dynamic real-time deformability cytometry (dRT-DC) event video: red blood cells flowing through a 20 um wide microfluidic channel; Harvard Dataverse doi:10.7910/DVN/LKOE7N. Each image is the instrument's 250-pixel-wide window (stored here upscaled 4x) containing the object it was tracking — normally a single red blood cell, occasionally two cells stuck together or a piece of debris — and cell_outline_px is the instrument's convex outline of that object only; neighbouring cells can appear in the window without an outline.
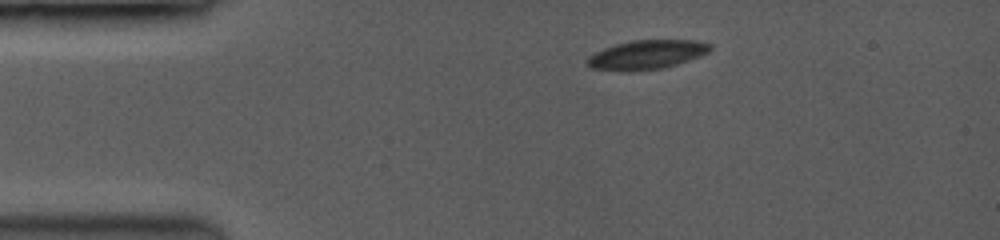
{"species": "common noctule bat (a hibernating species)", "species_latin": "Nyctalus noctula", "temperature_condition": "room temperature", "stored_images_in_passage": 36, "camera_frame_rate_fps": 3500, "um_per_image_px": 0.085, "animal": {"sex": "female", "body_mass_g": 19.0, "forearm_length_mm": 53.3}, "frame": {"image": 1, "passage_image": 1, "time_ms": 0.0, "image_size_px": [1000, 240], "cell_outline_px": [[712, 48], [708, 52], [676, 64], [660, 68], [592, 68], [588, 64], [588, 56], [604, 48], [616, 44], [636, 40], [688, 40], [708, 44]], "centroid_in_image_um": [55.0, 4.59], "position_along_channel_um": 30.0, "area_um2": 19.31}}
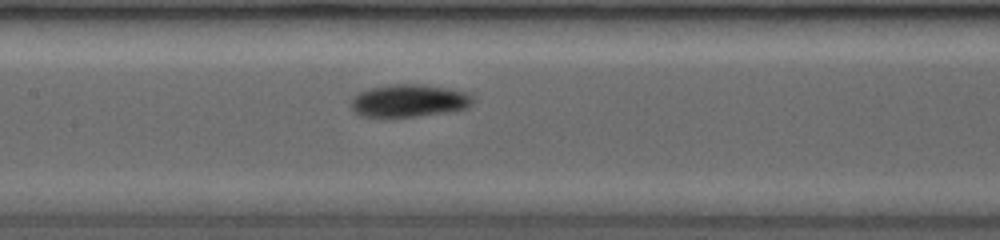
{"frame": {"image": 2, "passage_image": 14, "time_ms": 4.857, "image_size_px": [1000, 240], "cell_outline_px": [[472, 100], [464, 108], [416, 116], [364, 116], [356, 112], [352, 108], [352, 100], [360, 92], [372, 88], [392, 84], [420, 84], [460, 92], [468, 96]], "centroid_in_image_um": [34.65, 8.55], "position_along_channel_um": 172.7, "area_um2": 21.73}}
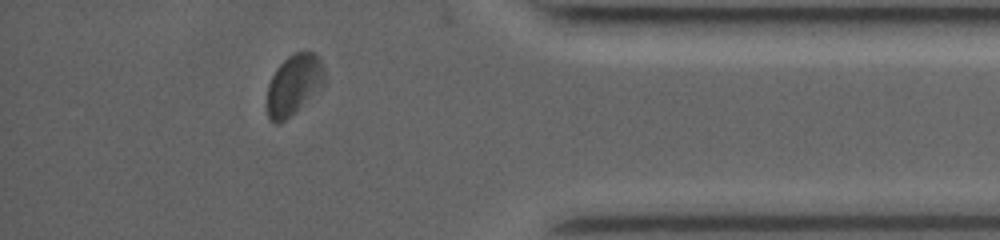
{"frame": {"image": 3, "passage_image": 33, "time_ms": 11.143, "image_size_px": [1000, 240], "cell_outline_px": [[324, 80], [296, 112], [284, 120], [276, 124], [268, 116], [268, 84], [276, 68], [288, 56], [296, 52], [312, 52], [320, 56], [324, 64]], "centroid_in_image_um": [24.97, 7.16], "position_along_channel_um": 410.2, "area_um2": 19.71}, "authors_computed_cell_mechanics": {"area_um2": 20.9525, "velocity_mm_per_s": 4.0102, "shape_relaxation_time_tau1_ms": 1.6427, "shape_relaxation_time_tau2_ms": 1.0494, "deformation_change_tau1": 0.072, "deformation_change_tau2": 0.0416}}